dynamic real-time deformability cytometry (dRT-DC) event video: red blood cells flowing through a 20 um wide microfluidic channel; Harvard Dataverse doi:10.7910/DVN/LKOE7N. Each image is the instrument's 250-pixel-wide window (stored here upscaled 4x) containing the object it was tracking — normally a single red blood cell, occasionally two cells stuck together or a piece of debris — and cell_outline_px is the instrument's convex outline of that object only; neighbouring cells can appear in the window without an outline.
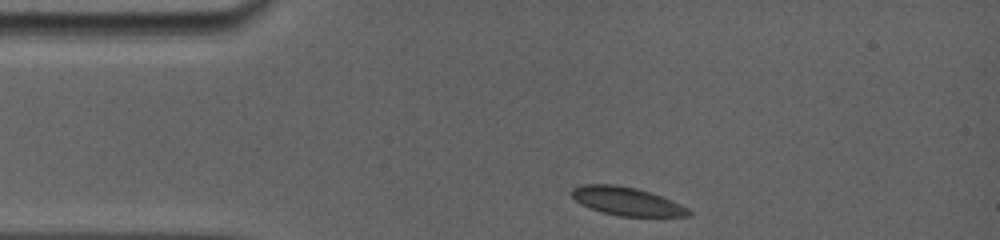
{"species": "common noctule bat (a hibernating species)", "species_latin": "Nyctalus noctula", "temperature_condition": "room temperature", "stored_images_in_passage": 34, "camera_frame_rate_fps": 5000, "um_per_image_px": 0.085, "animal": {"sex": "female", "body_mass_g": 19.0, "forearm_length_mm": 56.7}, "frame": {"image": 1, "passage_image": 1, "time_ms": 0.0, "image_size_px": [1000, 240], "cell_outline_px": [[692, 216], [620, 216], [604, 212], [592, 208], [576, 200], [572, 196], [572, 188], [580, 184], [616, 184], [636, 188], [660, 196], [680, 204], [688, 208], [692, 212]], "centroid_in_image_um": [53.29, 17.1], "position_along_channel_um": 31.7, "area_um2": 18.96}}
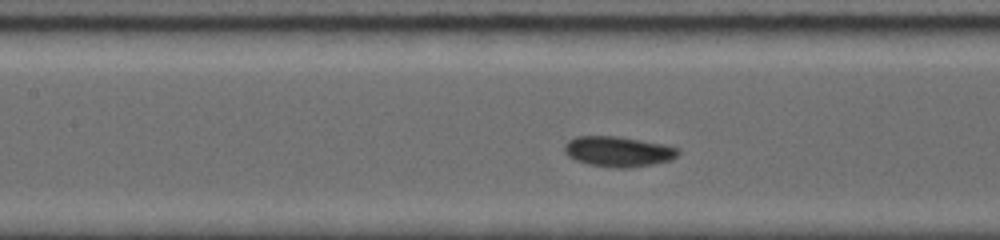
{"frame": {"image": 2, "passage_image": 15, "time_ms": 4.2, "image_size_px": [1000, 240], "cell_outline_px": [[680, 152], [672, 160], [652, 164], [628, 168], [612, 168], [588, 164], [576, 160], [568, 156], [564, 152], [564, 144], [568, 140], [576, 136], [620, 136], [680, 148]], "centroid_in_image_um": [52.52, 12.88], "position_along_channel_um": 154.9, "area_um2": 20.17}}
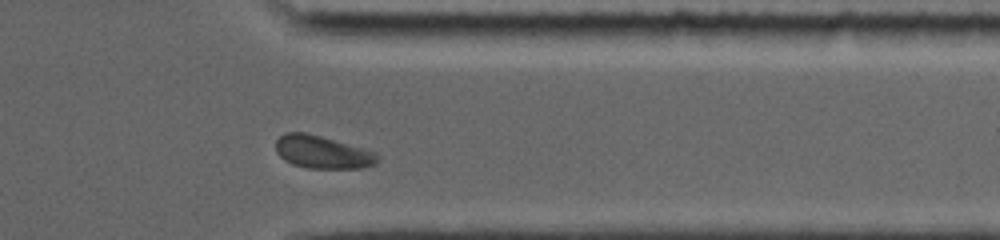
{"frame": {"image": 3, "passage_image": 29, "time_ms": 10.2, "image_size_px": [1000, 240], "cell_outline_px": [[380, 160], [376, 164], [364, 168], [308, 168], [292, 164], [284, 160], [276, 152], [276, 140], [284, 132], [304, 132], [320, 136], [364, 148], [376, 152], [380, 156]], "centroid_in_image_um": [27.43, 12.93], "position_along_channel_um": 384.0, "area_um2": 19.59}, "authors_computed_cell_mechanics": {"area_um2": 19.8254, "velocity_mm_per_s": 3.8081, "shape_relaxation_time_tau1_ms": 2.5658, "shape_relaxation_time_tau2_ms": null, "deformation_change_tau1": 0.0773, "deformation_change_tau2": null}}